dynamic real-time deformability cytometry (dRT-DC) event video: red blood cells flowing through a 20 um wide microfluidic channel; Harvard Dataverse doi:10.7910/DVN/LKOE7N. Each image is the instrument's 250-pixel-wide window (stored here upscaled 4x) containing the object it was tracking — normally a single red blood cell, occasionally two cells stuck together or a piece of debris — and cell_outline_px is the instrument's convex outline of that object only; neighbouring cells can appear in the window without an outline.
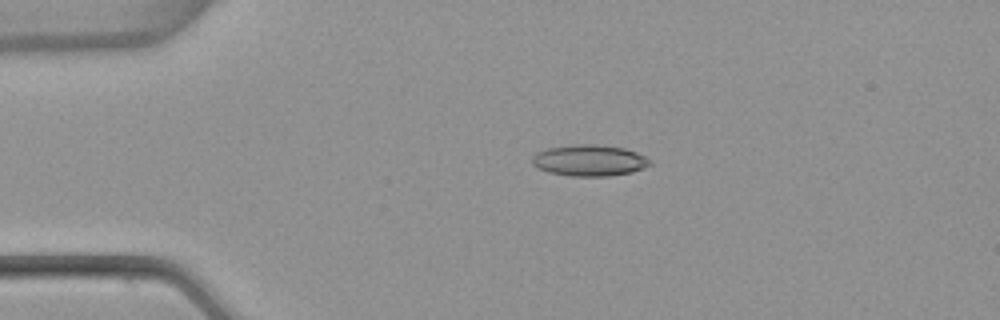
{"species": "common noctule bat (a hibernating species)", "species_latin": "Nyctalus noctula", "temperature_condition": "warm", "stored_images_in_passage": 4, "camera_frame_rate_fps": 3000, "um_per_image_px": 0.085, "animal": {"sex": "female", "body_mass_g": 22.7, "forearm_length_mm": 54.2}, "frame": {"image": 1, "passage_image": 3, "time_ms": 0.667, "image_size_px": [1000, 320], "cell_outline_px": [[652, 164], [644, 168], [632, 172], [608, 176], [572, 176], [548, 172], [536, 168], [532, 164], [532, 156], [536, 152], [548, 148], [576, 144], [596, 144], [624, 148], [636, 152], [652, 160]], "centroid_in_image_um": [50.09, 13.64], "position_along_channel_um": 34.9, "area_um2": 21.62}}